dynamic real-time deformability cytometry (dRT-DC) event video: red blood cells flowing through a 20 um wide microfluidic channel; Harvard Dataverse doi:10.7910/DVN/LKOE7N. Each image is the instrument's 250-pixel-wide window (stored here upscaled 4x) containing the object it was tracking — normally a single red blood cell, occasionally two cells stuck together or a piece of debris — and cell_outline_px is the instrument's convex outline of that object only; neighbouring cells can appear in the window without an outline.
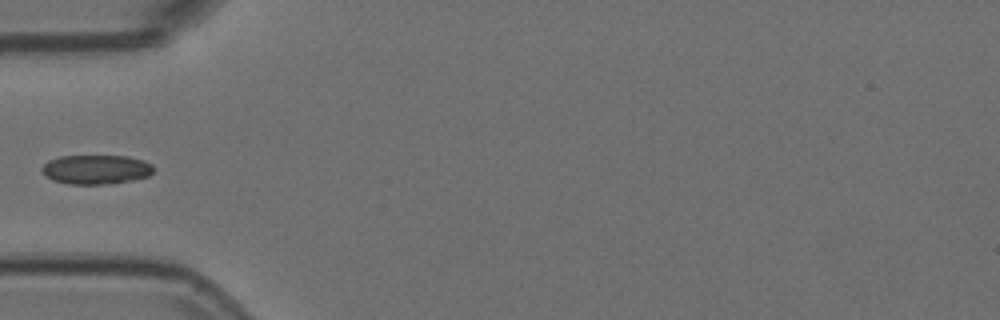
{"species": "Egyptian fruit bat (a non-hibernating species)", "species_latin": "Rousettus aegyptiacus", "temperature_condition": "room temperature", "stored_images_in_passage": 6, "camera_frame_rate_fps": 3000, "um_per_image_px": 0.085, "animal": {"sex": "female"}, "frame": {"image": 1, "passage_image": 6, "time_ms": 1.667, "image_size_px": [1000, 320], "cell_outline_px": [[156, 168], [148, 176], [132, 180], [112, 184], [68, 184], [52, 180], [44, 176], [40, 168], [48, 160], [60, 156], [128, 156], [144, 160], [152, 164]], "centroid_in_image_um": [8.16, 14.41], "position_along_channel_um": 76.8, "area_um2": 19.36}}